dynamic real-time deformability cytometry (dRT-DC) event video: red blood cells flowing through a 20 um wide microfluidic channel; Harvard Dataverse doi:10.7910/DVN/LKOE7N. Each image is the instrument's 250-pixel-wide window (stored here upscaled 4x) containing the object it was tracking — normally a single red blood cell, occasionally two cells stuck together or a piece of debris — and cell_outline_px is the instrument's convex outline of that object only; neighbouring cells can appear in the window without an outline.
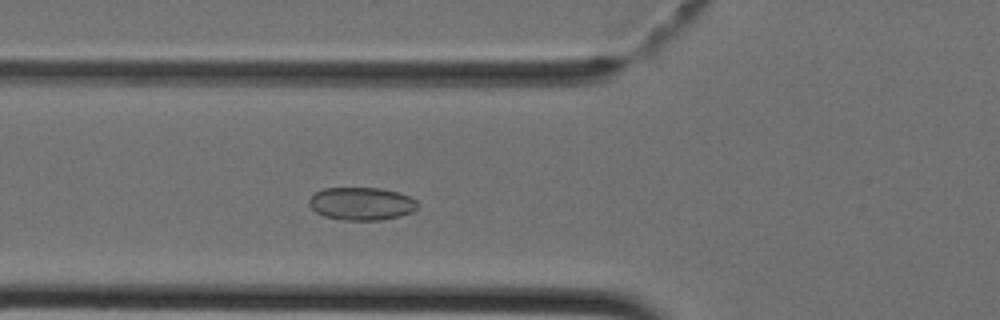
{"species": "Egyptian fruit bat (a non-hibernating species)", "species_latin": "Rousettus aegyptiacus", "temperature_condition": "cold", "stored_images_in_passage": 25, "camera_frame_rate_fps": 3000, "um_per_image_px": 0.085, "animal": {"sex": "female"}, "frame": {"image": 1, "passage_image": 8, "time_ms": 2.333, "image_size_px": [1000, 320], "cell_outline_px": [[420, 204], [412, 212], [400, 216], [380, 220], [344, 220], [324, 216], [316, 212], [308, 204], [308, 200], [316, 192], [324, 188], [380, 188], [396, 192], [408, 196], [416, 200]], "centroid_in_image_um": [30.73, 17.32], "position_along_channel_um": 95.1, "area_um2": 20.75}}
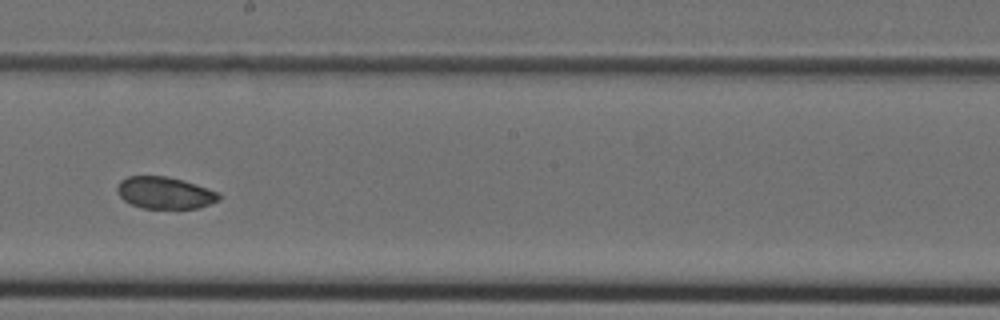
{"frame": {"image": 2, "passage_image": 17, "time_ms": 5.333, "image_size_px": [1000, 320], "cell_outline_px": [[220, 200], [196, 208], [144, 208], [132, 204], [124, 200], [120, 196], [116, 188], [120, 180], [128, 176], [168, 176], [184, 180], [216, 192], [220, 196]], "centroid_in_image_um": [13.97, 16.38], "position_along_channel_um": 234.2, "area_um2": 18.67}}
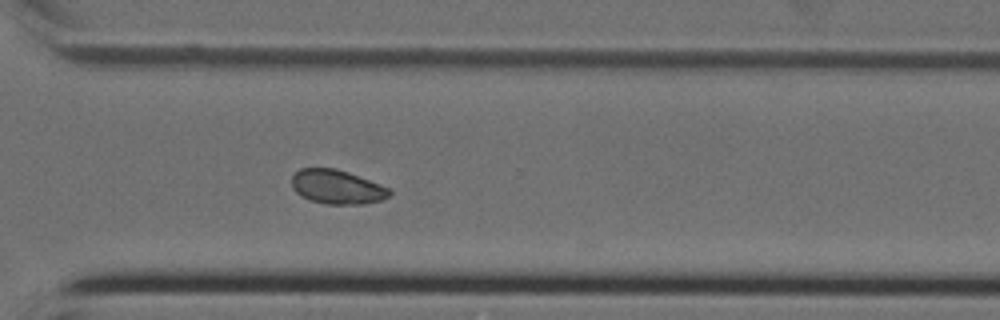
{"frame": {"image": 3, "passage_image": 24, "time_ms": 7.667, "image_size_px": [1000, 320], "cell_outline_px": [[392, 192], [388, 196], [380, 200], [364, 204], [328, 204], [312, 200], [300, 196], [292, 188], [292, 176], [300, 168], [336, 168], [348, 172], [392, 188]], "centroid_in_image_um": [28.66, 15.88], "position_along_channel_um": 341.9, "area_um2": 19.48}}